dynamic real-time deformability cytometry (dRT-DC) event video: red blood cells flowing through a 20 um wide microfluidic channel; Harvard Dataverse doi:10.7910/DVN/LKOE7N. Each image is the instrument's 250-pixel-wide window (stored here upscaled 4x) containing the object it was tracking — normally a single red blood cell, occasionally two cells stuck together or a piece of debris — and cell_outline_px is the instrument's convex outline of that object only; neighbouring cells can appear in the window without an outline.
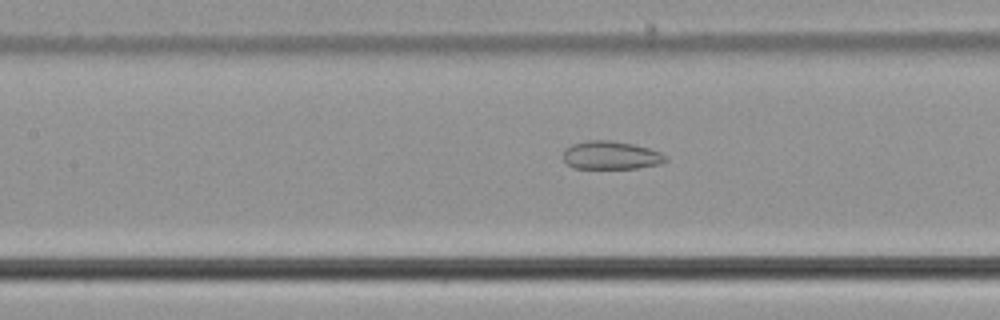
{"species": "common noctule bat (a hibernating species)", "species_latin": "Nyctalus noctula", "temperature_condition": "cold", "stored_images_in_passage": 33, "camera_frame_rate_fps": 3000, "um_per_image_px": 0.085, "animal": {"sex": "male", "body_mass_g": 21.5, "forearm_length_mm": 52.0}, "frame": {"image": 1, "passage_image": 15, "time_ms": 4.667, "image_size_px": [1000, 320], "cell_outline_px": [[668, 160], [660, 164], [636, 168], [572, 168], [564, 160], [564, 148], [572, 144], [588, 140], [612, 140], [632, 144], [648, 148], [660, 152], [668, 156]], "centroid_in_image_um": [51.94, 13.19], "position_along_channel_um": 155.5, "area_um2": 16.88}}
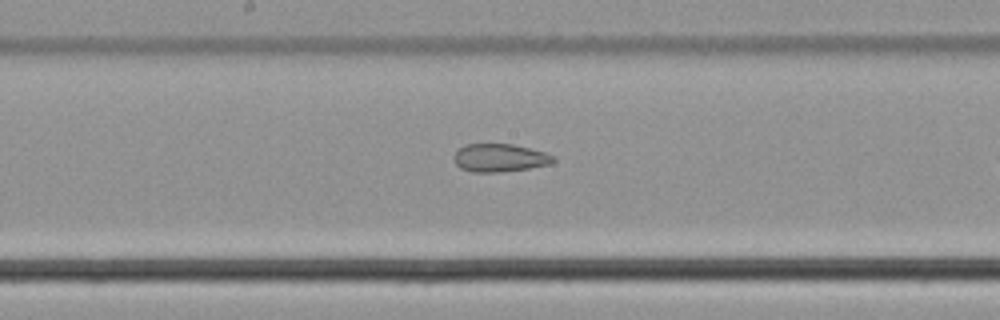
{"frame": {"image": 2, "passage_image": 19, "time_ms": 6.0, "image_size_px": [1000, 320], "cell_outline_px": [[556, 160], [552, 164], [528, 168], [496, 172], [472, 172], [460, 168], [456, 164], [452, 156], [464, 144], [512, 144], [544, 152], [556, 156]], "centroid_in_image_um": [42.48, 13.41], "position_along_channel_um": 205.7, "area_um2": 16.24}}